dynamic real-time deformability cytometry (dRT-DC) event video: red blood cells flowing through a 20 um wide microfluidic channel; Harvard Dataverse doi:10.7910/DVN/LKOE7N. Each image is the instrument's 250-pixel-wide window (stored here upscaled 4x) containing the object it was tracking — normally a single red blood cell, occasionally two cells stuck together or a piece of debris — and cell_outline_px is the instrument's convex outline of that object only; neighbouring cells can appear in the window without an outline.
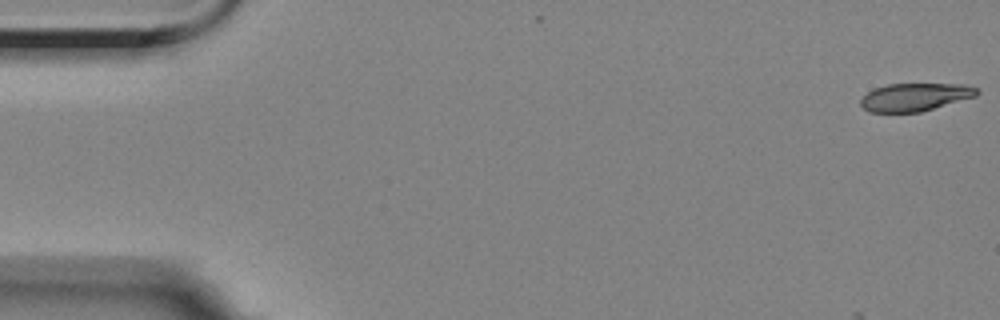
{"species": "Egyptian fruit bat (a non-hibernating species)", "species_latin": "Rousettus aegyptiacus", "temperature_condition": "room temperature", "stored_images_in_passage": 5, "camera_frame_rate_fps": 3000, "um_per_image_px": 0.085, "animal": {"sex": "female"}, "frame": {"image": 1, "passage_image": 1, "time_ms": 0.0, "image_size_px": [1000, 320], "cell_outline_px": [[980, 92], [976, 96], [920, 112], [868, 112], [860, 104], [860, 100], [868, 92], [876, 88], [888, 84], [964, 84], [976, 88]], "centroid_in_image_um": [77.77, 8.25], "position_along_channel_um": 7.2, "area_um2": 18.73}}